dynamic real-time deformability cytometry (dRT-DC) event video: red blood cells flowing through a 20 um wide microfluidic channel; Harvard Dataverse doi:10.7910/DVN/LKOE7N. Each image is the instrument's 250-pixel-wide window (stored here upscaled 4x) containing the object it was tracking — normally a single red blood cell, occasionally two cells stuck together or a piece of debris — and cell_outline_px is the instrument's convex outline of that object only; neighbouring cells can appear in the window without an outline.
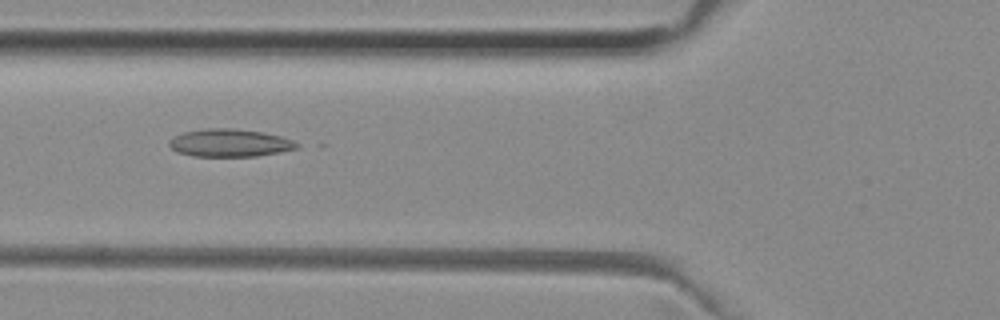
{"species": "common noctule bat (a hibernating species)", "species_latin": "Nyctalus noctula", "temperature_condition": "room temperature", "stored_images_in_passage": 36, "camera_frame_rate_fps": 3000, "um_per_image_px": 0.085, "animal": {"sex": "female", "body_mass_g": 29.2, "forearm_length_mm": 56.3}, "frame": {"image": 1, "passage_image": 4, "time_ms": 1.0, "image_size_px": [1000, 320], "cell_outline_px": [[300, 148], [280, 152], [256, 156], [192, 156], [176, 152], [168, 144], [168, 140], [184, 132], [208, 128], [232, 128], [264, 132], [280, 136], [292, 140], [300, 144]], "centroid_in_image_um": [19.55, 12.15], "position_along_channel_um": 106.3, "area_um2": 20.69}}
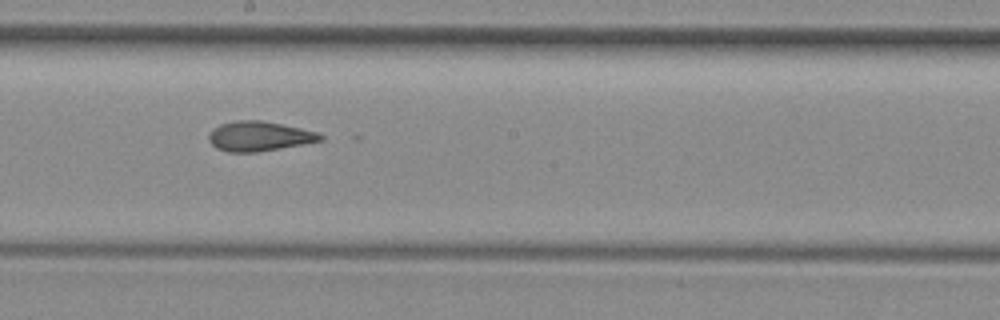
{"frame": {"image": 2, "passage_image": 13, "time_ms": 4.0, "image_size_px": [1000, 320], "cell_outline_px": [[324, 140], [280, 148], [256, 152], [228, 152], [216, 148], [208, 140], [208, 136], [212, 128], [220, 124], [236, 120], [260, 120], [300, 128], [316, 132], [324, 136]], "centroid_in_image_um": [21.99, 11.58], "position_along_channel_um": 226.2, "area_um2": 19.25}}
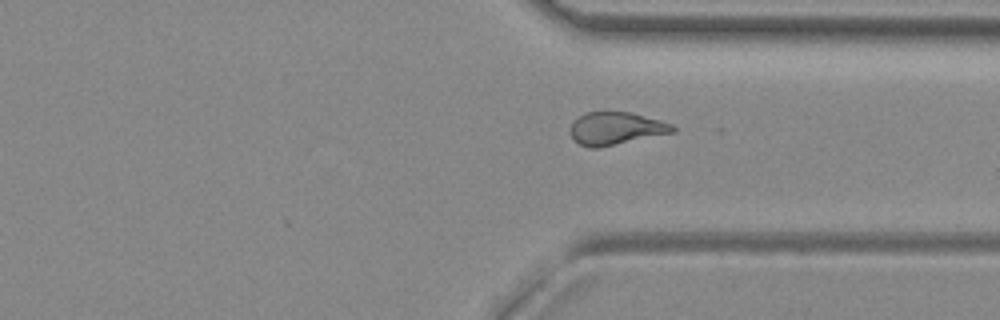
{"frame": {"image": 3, "passage_image": 23, "time_ms": 7.333, "image_size_px": [1000, 320], "cell_outline_px": [[676, 132], [596, 148], [588, 148], [580, 144], [572, 136], [572, 120], [576, 116], [584, 112], [632, 112], [660, 120], [672, 124], [676, 128]], "centroid_in_image_um": [52.37, 10.9], "position_along_channel_um": 359.0, "area_um2": 19.48}, "authors_computed_cell_mechanics": {"area_um2": 19.4786, "velocity_mm_per_s": 4.0049, "shape_relaxation_time_tau1_ms": null, "shape_relaxation_time_tau2_ms": 2.4209, "deformation_change_tau1": null, "deformation_change_tau2": 0.1097}}